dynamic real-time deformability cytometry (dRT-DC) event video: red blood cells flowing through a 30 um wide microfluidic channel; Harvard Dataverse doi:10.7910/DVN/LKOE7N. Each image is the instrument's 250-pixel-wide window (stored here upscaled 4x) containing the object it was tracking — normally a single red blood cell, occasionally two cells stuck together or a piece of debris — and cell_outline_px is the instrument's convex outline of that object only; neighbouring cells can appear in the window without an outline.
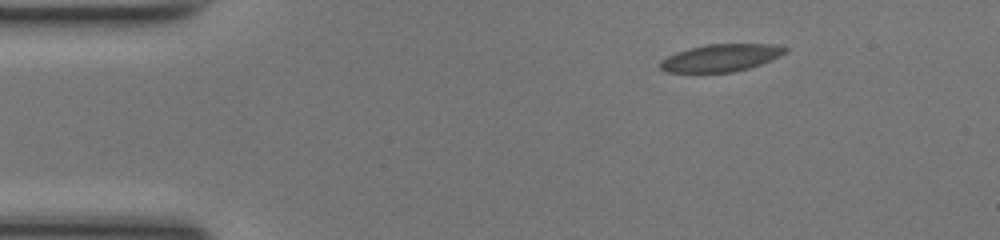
{"species": "common noctule bat (a hibernating species)", "species_latin": "Nyctalus noctula", "temperature_condition": "room temperature", "stored_images_in_passage": 43, "camera_frame_rate_fps": 3000, "um_per_image_px": 0.085, "animal": {"sex": "female", "body_mass_g": 17.0, "forearm_length_mm": 48.0}, "frame": {"image": 1, "passage_image": 1, "time_ms": 0.0, "image_size_px": [1000, 240], "cell_outline_px": [[788, 52], [772, 60], [748, 68], [732, 72], [668, 72], [660, 68], [660, 60], [676, 52], [688, 48], [708, 44], [776, 44], [788, 48]], "centroid_in_image_um": [61.3, 4.9], "position_along_channel_um": 23.7, "area_um2": 19.94}}
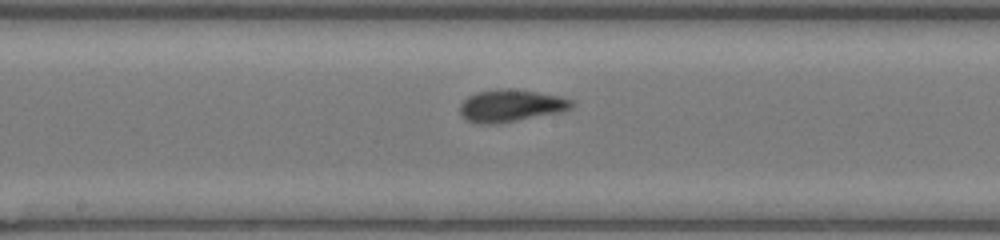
{"frame": {"image": 2, "passage_image": 19, "time_ms": 6.0, "image_size_px": [1000, 240], "cell_outline_px": [[576, 104], [572, 108], [560, 112], [496, 124], [472, 124], [464, 120], [460, 116], [460, 104], [468, 96], [476, 92], [508, 88], [536, 92], [560, 96], [572, 100]], "centroid_in_image_um": [43.38, 9.0], "position_along_channel_um": 204.8, "area_um2": 21.15}}
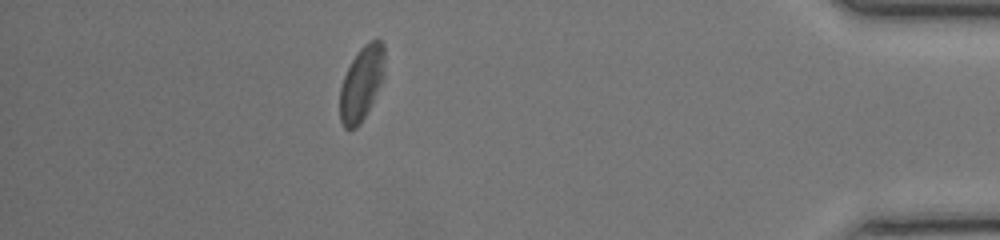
{"frame": {"image": 3, "passage_image": 37, "time_ms": 12.0, "image_size_px": [1000, 240], "cell_outline_px": [[384, 60], [380, 80], [372, 100], [360, 124], [356, 128], [344, 128], [340, 120], [340, 88], [344, 76], [352, 60], [360, 48], [364, 44], [372, 40], [380, 40], [384, 44]], "centroid_in_image_um": [30.68, 7.08], "position_along_channel_um": 404.5, "area_um2": 18.55}, "authors_computed_cell_mechanics": {"area_um2": 20.4034, "velocity_mm_per_s": 4.1967, "shape_relaxation_time_tau1_ms": 3.745, "shape_relaxation_time_tau2_ms": 1.0355, "deformation_change_tau1": 0.1236, "deformation_change_tau2": 0.0661}}